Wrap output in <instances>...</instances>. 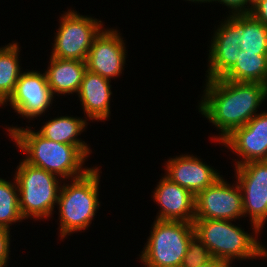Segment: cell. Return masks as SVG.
I'll list each match as a JSON object with an SVG mask.
<instances>
[{
	"label": "cell",
	"mask_w": 267,
	"mask_h": 267,
	"mask_svg": "<svg viewBox=\"0 0 267 267\" xmlns=\"http://www.w3.org/2000/svg\"><path fill=\"white\" fill-rule=\"evenodd\" d=\"M123 38L115 29H102L94 38L86 59L87 69L111 80L122 74L126 61Z\"/></svg>",
	"instance_id": "obj_11"
},
{
	"label": "cell",
	"mask_w": 267,
	"mask_h": 267,
	"mask_svg": "<svg viewBox=\"0 0 267 267\" xmlns=\"http://www.w3.org/2000/svg\"><path fill=\"white\" fill-rule=\"evenodd\" d=\"M235 168L244 216L249 215L253 233L258 235L267 220V160L250 161Z\"/></svg>",
	"instance_id": "obj_8"
},
{
	"label": "cell",
	"mask_w": 267,
	"mask_h": 267,
	"mask_svg": "<svg viewBox=\"0 0 267 267\" xmlns=\"http://www.w3.org/2000/svg\"><path fill=\"white\" fill-rule=\"evenodd\" d=\"M153 199L160 205L157 220L194 222L196 196L165 175L158 182Z\"/></svg>",
	"instance_id": "obj_13"
},
{
	"label": "cell",
	"mask_w": 267,
	"mask_h": 267,
	"mask_svg": "<svg viewBox=\"0 0 267 267\" xmlns=\"http://www.w3.org/2000/svg\"><path fill=\"white\" fill-rule=\"evenodd\" d=\"M193 225L195 236L204 243L212 258L232 264L233 259L267 257V248L260 244L258 235L246 233L229 220L195 219Z\"/></svg>",
	"instance_id": "obj_4"
},
{
	"label": "cell",
	"mask_w": 267,
	"mask_h": 267,
	"mask_svg": "<svg viewBox=\"0 0 267 267\" xmlns=\"http://www.w3.org/2000/svg\"><path fill=\"white\" fill-rule=\"evenodd\" d=\"M49 63L45 75L52 94L78 93L87 70L86 61L50 57Z\"/></svg>",
	"instance_id": "obj_17"
},
{
	"label": "cell",
	"mask_w": 267,
	"mask_h": 267,
	"mask_svg": "<svg viewBox=\"0 0 267 267\" xmlns=\"http://www.w3.org/2000/svg\"><path fill=\"white\" fill-rule=\"evenodd\" d=\"M221 143L243 157L236 161V166L267 160V112L253 116L246 125L234 129Z\"/></svg>",
	"instance_id": "obj_12"
},
{
	"label": "cell",
	"mask_w": 267,
	"mask_h": 267,
	"mask_svg": "<svg viewBox=\"0 0 267 267\" xmlns=\"http://www.w3.org/2000/svg\"><path fill=\"white\" fill-rule=\"evenodd\" d=\"M233 185L221 177L199 192L195 200V219L233 221L244 217L241 189L238 183Z\"/></svg>",
	"instance_id": "obj_9"
},
{
	"label": "cell",
	"mask_w": 267,
	"mask_h": 267,
	"mask_svg": "<svg viewBox=\"0 0 267 267\" xmlns=\"http://www.w3.org/2000/svg\"><path fill=\"white\" fill-rule=\"evenodd\" d=\"M99 170L98 167H93L84 175L71 179L72 183H64L60 187L57 206L61 239L73 232L84 231L90 226L100 207Z\"/></svg>",
	"instance_id": "obj_3"
},
{
	"label": "cell",
	"mask_w": 267,
	"mask_h": 267,
	"mask_svg": "<svg viewBox=\"0 0 267 267\" xmlns=\"http://www.w3.org/2000/svg\"><path fill=\"white\" fill-rule=\"evenodd\" d=\"M8 263L0 264V267H6Z\"/></svg>",
	"instance_id": "obj_31"
},
{
	"label": "cell",
	"mask_w": 267,
	"mask_h": 267,
	"mask_svg": "<svg viewBox=\"0 0 267 267\" xmlns=\"http://www.w3.org/2000/svg\"><path fill=\"white\" fill-rule=\"evenodd\" d=\"M14 177L18 185L19 209L24 220L50 217L58 202L60 177L28 164L24 159L17 166Z\"/></svg>",
	"instance_id": "obj_5"
},
{
	"label": "cell",
	"mask_w": 267,
	"mask_h": 267,
	"mask_svg": "<svg viewBox=\"0 0 267 267\" xmlns=\"http://www.w3.org/2000/svg\"><path fill=\"white\" fill-rule=\"evenodd\" d=\"M165 169L167 178L189 190L195 196L221 178L220 173L193 154L170 158Z\"/></svg>",
	"instance_id": "obj_14"
},
{
	"label": "cell",
	"mask_w": 267,
	"mask_h": 267,
	"mask_svg": "<svg viewBox=\"0 0 267 267\" xmlns=\"http://www.w3.org/2000/svg\"><path fill=\"white\" fill-rule=\"evenodd\" d=\"M15 183V184H14ZM0 178V227H9L16 222L23 220L19 209L18 185Z\"/></svg>",
	"instance_id": "obj_22"
},
{
	"label": "cell",
	"mask_w": 267,
	"mask_h": 267,
	"mask_svg": "<svg viewBox=\"0 0 267 267\" xmlns=\"http://www.w3.org/2000/svg\"><path fill=\"white\" fill-rule=\"evenodd\" d=\"M1 105L2 106L5 105V102L2 99H0V107H1Z\"/></svg>",
	"instance_id": "obj_30"
},
{
	"label": "cell",
	"mask_w": 267,
	"mask_h": 267,
	"mask_svg": "<svg viewBox=\"0 0 267 267\" xmlns=\"http://www.w3.org/2000/svg\"><path fill=\"white\" fill-rule=\"evenodd\" d=\"M218 1L220 4H224L227 8L232 9L231 14L250 13L251 0H212V2ZM247 5V6H246Z\"/></svg>",
	"instance_id": "obj_24"
},
{
	"label": "cell",
	"mask_w": 267,
	"mask_h": 267,
	"mask_svg": "<svg viewBox=\"0 0 267 267\" xmlns=\"http://www.w3.org/2000/svg\"><path fill=\"white\" fill-rule=\"evenodd\" d=\"M60 18L51 57L86 61L94 38L103 29L102 21L70 9Z\"/></svg>",
	"instance_id": "obj_7"
},
{
	"label": "cell",
	"mask_w": 267,
	"mask_h": 267,
	"mask_svg": "<svg viewBox=\"0 0 267 267\" xmlns=\"http://www.w3.org/2000/svg\"><path fill=\"white\" fill-rule=\"evenodd\" d=\"M187 1L195 2V3H196V2H198V3H199V2H200V3H201V2H202V3H203V2H204V3H205V2H206V3H207V2H209V3L212 2V0H187Z\"/></svg>",
	"instance_id": "obj_28"
},
{
	"label": "cell",
	"mask_w": 267,
	"mask_h": 267,
	"mask_svg": "<svg viewBox=\"0 0 267 267\" xmlns=\"http://www.w3.org/2000/svg\"><path fill=\"white\" fill-rule=\"evenodd\" d=\"M53 98L45 72L31 70L20 74L15 90L5 104L10 102L15 112L30 120L40 117L52 105Z\"/></svg>",
	"instance_id": "obj_10"
},
{
	"label": "cell",
	"mask_w": 267,
	"mask_h": 267,
	"mask_svg": "<svg viewBox=\"0 0 267 267\" xmlns=\"http://www.w3.org/2000/svg\"><path fill=\"white\" fill-rule=\"evenodd\" d=\"M18 42L9 43L0 48V99L6 102L13 94L20 77Z\"/></svg>",
	"instance_id": "obj_21"
},
{
	"label": "cell",
	"mask_w": 267,
	"mask_h": 267,
	"mask_svg": "<svg viewBox=\"0 0 267 267\" xmlns=\"http://www.w3.org/2000/svg\"><path fill=\"white\" fill-rule=\"evenodd\" d=\"M222 79L267 85V55L240 49L237 62Z\"/></svg>",
	"instance_id": "obj_20"
},
{
	"label": "cell",
	"mask_w": 267,
	"mask_h": 267,
	"mask_svg": "<svg viewBox=\"0 0 267 267\" xmlns=\"http://www.w3.org/2000/svg\"><path fill=\"white\" fill-rule=\"evenodd\" d=\"M87 120L60 116L46 122L38 131L46 139H50L57 143L76 145L87 157L91 154L90 147L78 138V135L85 130Z\"/></svg>",
	"instance_id": "obj_18"
},
{
	"label": "cell",
	"mask_w": 267,
	"mask_h": 267,
	"mask_svg": "<svg viewBox=\"0 0 267 267\" xmlns=\"http://www.w3.org/2000/svg\"><path fill=\"white\" fill-rule=\"evenodd\" d=\"M205 86L198 109L220 130V135L213 138L219 144L234 129L246 125L257 115V108L267 99V85L262 83L218 78L206 80Z\"/></svg>",
	"instance_id": "obj_1"
},
{
	"label": "cell",
	"mask_w": 267,
	"mask_h": 267,
	"mask_svg": "<svg viewBox=\"0 0 267 267\" xmlns=\"http://www.w3.org/2000/svg\"><path fill=\"white\" fill-rule=\"evenodd\" d=\"M257 1H259V0H251V9H252V6L257 2Z\"/></svg>",
	"instance_id": "obj_29"
},
{
	"label": "cell",
	"mask_w": 267,
	"mask_h": 267,
	"mask_svg": "<svg viewBox=\"0 0 267 267\" xmlns=\"http://www.w3.org/2000/svg\"><path fill=\"white\" fill-rule=\"evenodd\" d=\"M212 38L205 80L222 78L235 65L240 52L239 31L227 19L215 30Z\"/></svg>",
	"instance_id": "obj_15"
},
{
	"label": "cell",
	"mask_w": 267,
	"mask_h": 267,
	"mask_svg": "<svg viewBox=\"0 0 267 267\" xmlns=\"http://www.w3.org/2000/svg\"><path fill=\"white\" fill-rule=\"evenodd\" d=\"M250 14L267 27V0L257 1L252 6Z\"/></svg>",
	"instance_id": "obj_26"
},
{
	"label": "cell",
	"mask_w": 267,
	"mask_h": 267,
	"mask_svg": "<svg viewBox=\"0 0 267 267\" xmlns=\"http://www.w3.org/2000/svg\"><path fill=\"white\" fill-rule=\"evenodd\" d=\"M10 240V229L0 227V264L9 262Z\"/></svg>",
	"instance_id": "obj_25"
},
{
	"label": "cell",
	"mask_w": 267,
	"mask_h": 267,
	"mask_svg": "<svg viewBox=\"0 0 267 267\" xmlns=\"http://www.w3.org/2000/svg\"><path fill=\"white\" fill-rule=\"evenodd\" d=\"M227 20L239 31L240 49L267 55V27L250 13L230 14Z\"/></svg>",
	"instance_id": "obj_19"
},
{
	"label": "cell",
	"mask_w": 267,
	"mask_h": 267,
	"mask_svg": "<svg viewBox=\"0 0 267 267\" xmlns=\"http://www.w3.org/2000/svg\"><path fill=\"white\" fill-rule=\"evenodd\" d=\"M196 267H232V266H230L229 262H226V261H223L220 259H216V258H212L207 263H205L203 265H198Z\"/></svg>",
	"instance_id": "obj_27"
},
{
	"label": "cell",
	"mask_w": 267,
	"mask_h": 267,
	"mask_svg": "<svg viewBox=\"0 0 267 267\" xmlns=\"http://www.w3.org/2000/svg\"><path fill=\"white\" fill-rule=\"evenodd\" d=\"M7 131L16 147L27 154L24 160L28 164L60 176V179H74L91 169L83 168L88 157L76 145L46 139L31 130V126L26 129L10 126Z\"/></svg>",
	"instance_id": "obj_2"
},
{
	"label": "cell",
	"mask_w": 267,
	"mask_h": 267,
	"mask_svg": "<svg viewBox=\"0 0 267 267\" xmlns=\"http://www.w3.org/2000/svg\"><path fill=\"white\" fill-rule=\"evenodd\" d=\"M211 259L212 256L207 247L199 238L194 236L188 244L181 267H196L207 263Z\"/></svg>",
	"instance_id": "obj_23"
},
{
	"label": "cell",
	"mask_w": 267,
	"mask_h": 267,
	"mask_svg": "<svg viewBox=\"0 0 267 267\" xmlns=\"http://www.w3.org/2000/svg\"><path fill=\"white\" fill-rule=\"evenodd\" d=\"M147 244L141 253L145 267H181L194 225L185 221L155 220Z\"/></svg>",
	"instance_id": "obj_6"
},
{
	"label": "cell",
	"mask_w": 267,
	"mask_h": 267,
	"mask_svg": "<svg viewBox=\"0 0 267 267\" xmlns=\"http://www.w3.org/2000/svg\"><path fill=\"white\" fill-rule=\"evenodd\" d=\"M110 82L88 69L85 71L77 95L88 119L102 121L110 117Z\"/></svg>",
	"instance_id": "obj_16"
}]
</instances>
